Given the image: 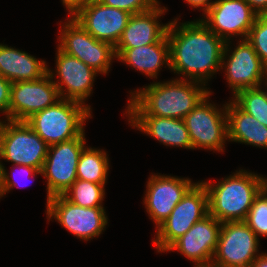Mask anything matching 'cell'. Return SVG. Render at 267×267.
Wrapping results in <instances>:
<instances>
[{
	"label": "cell",
	"instance_id": "cell-25",
	"mask_svg": "<svg viewBox=\"0 0 267 267\" xmlns=\"http://www.w3.org/2000/svg\"><path fill=\"white\" fill-rule=\"evenodd\" d=\"M105 184L77 179L63 194L70 202L85 208L103 207Z\"/></svg>",
	"mask_w": 267,
	"mask_h": 267
},
{
	"label": "cell",
	"instance_id": "cell-26",
	"mask_svg": "<svg viewBox=\"0 0 267 267\" xmlns=\"http://www.w3.org/2000/svg\"><path fill=\"white\" fill-rule=\"evenodd\" d=\"M267 87V84L264 85ZM264 87L238 91L232 100L246 113L267 127V90Z\"/></svg>",
	"mask_w": 267,
	"mask_h": 267
},
{
	"label": "cell",
	"instance_id": "cell-16",
	"mask_svg": "<svg viewBox=\"0 0 267 267\" xmlns=\"http://www.w3.org/2000/svg\"><path fill=\"white\" fill-rule=\"evenodd\" d=\"M55 73L48 68V74L53 79L61 99H67L86 105L85 101L91 96L93 83L98 74L94 69L70 56L57 47ZM55 74V75H54Z\"/></svg>",
	"mask_w": 267,
	"mask_h": 267
},
{
	"label": "cell",
	"instance_id": "cell-18",
	"mask_svg": "<svg viewBox=\"0 0 267 267\" xmlns=\"http://www.w3.org/2000/svg\"><path fill=\"white\" fill-rule=\"evenodd\" d=\"M221 224L208 214L177 239L166 252H180L195 263L194 267H210L217 248Z\"/></svg>",
	"mask_w": 267,
	"mask_h": 267
},
{
	"label": "cell",
	"instance_id": "cell-29",
	"mask_svg": "<svg viewBox=\"0 0 267 267\" xmlns=\"http://www.w3.org/2000/svg\"><path fill=\"white\" fill-rule=\"evenodd\" d=\"M102 4L122 9L130 14H139L153 9L160 2L157 0H98Z\"/></svg>",
	"mask_w": 267,
	"mask_h": 267
},
{
	"label": "cell",
	"instance_id": "cell-30",
	"mask_svg": "<svg viewBox=\"0 0 267 267\" xmlns=\"http://www.w3.org/2000/svg\"><path fill=\"white\" fill-rule=\"evenodd\" d=\"M15 166H16L15 168H18L17 171L16 172L15 171L13 172V170H12V172H11L10 175L6 171V168H5L4 185H3V195L6 194L7 192H10V190L13 187H16V186L17 187H21V184H19V183H21L20 176L25 175L28 178L29 177L34 178V177H36V174H41L42 175V171H38L34 167H29V166H24V165H15ZM17 172H18V174H17ZM16 174L19 175V179H18V177L16 178ZM24 185L26 186L25 183H24ZM22 187H23V185H22Z\"/></svg>",
	"mask_w": 267,
	"mask_h": 267
},
{
	"label": "cell",
	"instance_id": "cell-24",
	"mask_svg": "<svg viewBox=\"0 0 267 267\" xmlns=\"http://www.w3.org/2000/svg\"><path fill=\"white\" fill-rule=\"evenodd\" d=\"M108 154L102 149L85 147L77 165V179L106 184L109 171Z\"/></svg>",
	"mask_w": 267,
	"mask_h": 267
},
{
	"label": "cell",
	"instance_id": "cell-4",
	"mask_svg": "<svg viewBox=\"0 0 267 267\" xmlns=\"http://www.w3.org/2000/svg\"><path fill=\"white\" fill-rule=\"evenodd\" d=\"M91 113L89 105L60 99L25 122L50 146L80 136L85 131V122L92 118Z\"/></svg>",
	"mask_w": 267,
	"mask_h": 267
},
{
	"label": "cell",
	"instance_id": "cell-10",
	"mask_svg": "<svg viewBox=\"0 0 267 267\" xmlns=\"http://www.w3.org/2000/svg\"><path fill=\"white\" fill-rule=\"evenodd\" d=\"M258 247V236L244 221L223 222L210 267H249Z\"/></svg>",
	"mask_w": 267,
	"mask_h": 267
},
{
	"label": "cell",
	"instance_id": "cell-8",
	"mask_svg": "<svg viewBox=\"0 0 267 267\" xmlns=\"http://www.w3.org/2000/svg\"><path fill=\"white\" fill-rule=\"evenodd\" d=\"M210 92L185 117L184 122L189 132L193 149H207L224 152L228 141L226 104L217 108L210 103Z\"/></svg>",
	"mask_w": 267,
	"mask_h": 267
},
{
	"label": "cell",
	"instance_id": "cell-33",
	"mask_svg": "<svg viewBox=\"0 0 267 267\" xmlns=\"http://www.w3.org/2000/svg\"><path fill=\"white\" fill-rule=\"evenodd\" d=\"M251 8L259 14H267V0H246Z\"/></svg>",
	"mask_w": 267,
	"mask_h": 267
},
{
	"label": "cell",
	"instance_id": "cell-23",
	"mask_svg": "<svg viewBox=\"0 0 267 267\" xmlns=\"http://www.w3.org/2000/svg\"><path fill=\"white\" fill-rule=\"evenodd\" d=\"M228 141L267 149V127L232 99L226 103Z\"/></svg>",
	"mask_w": 267,
	"mask_h": 267
},
{
	"label": "cell",
	"instance_id": "cell-34",
	"mask_svg": "<svg viewBox=\"0 0 267 267\" xmlns=\"http://www.w3.org/2000/svg\"><path fill=\"white\" fill-rule=\"evenodd\" d=\"M185 2L192 8H201L205 13L215 1L211 0H185Z\"/></svg>",
	"mask_w": 267,
	"mask_h": 267
},
{
	"label": "cell",
	"instance_id": "cell-36",
	"mask_svg": "<svg viewBox=\"0 0 267 267\" xmlns=\"http://www.w3.org/2000/svg\"><path fill=\"white\" fill-rule=\"evenodd\" d=\"M4 175H5V167L3 166L0 157V199L1 197H3Z\"/></svg>",
	"mask_w": 267,
	"mask_h": 267
},
{
	"label": "cell",
	"instance_id": "cell-32",
	"mask_svg": "<svg viewBox=\"0 0 267 267\" xmlns=\"http://www.w3.org/2000/svg\"><path fill=\"white\" fill-rule=\"evenodd\" d=\"M66 10H68V15L71 16L78 8L83 6L88 0H61Z\"/></svg>",
	"mask_w": 267,
	"mask_h": 267
},
{
	"label": "cell",
	"instance_id": "cell-28",
	"mask_svg": "<svg viewBox=\"0 0 267 267\" xmlns=\"http://www.w3.org/2000/svg\"><path fill=\"white\" fill-rule=\"evenodd\" d=\"M246 40L252 45L262 63L267 67V14L257 15Z\"/></svg>",
	"mask_w": 267,
	"mask_h": 267
},
{
	"label": "cell",
	"instance_id": "cell-22",
	"mask_svg": "<svg viewBox=\"0 0 267 267\" xmlns=\"http://www.w3.org/2000/svg\"><path fill=\"white\" fill-rule=\"evenodd\" d=\"M0 70L10 82L38 80L48 73L46 61L0 43Z\"/></svg>",
	"mask_w": 267,
	"mask_h": 267
},
{
	"label": "cell",
	"instance_id": "cell-27",
	"mask_svg": "<svg viewBox=\"0 0 267 267\" xmlns=\"http://www.w3.org/2000/svg\"><path fill=\"white\" fill-rule=\"evenodd\" d=\"M259 237H267V190L264 188L254 199L244 221Z\"/></svg>",
	"mask_w": 267,
	"mask_h": 267
},
{
	"label": "cell",
	"instance_id": "cell-15",
	"mask_svg": "<svg viewBox=\"0 0 267 267\" xmlns=\"http://www.w3.org/2000/svg\"><path fill=\"white\" fill-rule=\"evenodd\" d=\"M131 15L125 10L107 6L98 0H88L71 17L95 39L108 42L115 47Z\"/></svg>",
	"mask_w": 267,
	"mask_h": 267
},
{
	"label": "cell",
	"instance_id": "cell-17",
	"mask_svg": "<svg viewBox=\"0 0 267 267\" xmlns=\"http://www.w3.org/2000/svg\"><path fill=\"white\" fill-rule=\"evenodd\" d=\"M195 183L189 178L152 174L148 178L143 203L157 229Z\"/></svg>",
	"mask_w": 267,
	"mask_h": 267
},
{
	"label": "cell",
	"instance_id": "cell-12",
	"mask_svg": "<svg viewBox=\"0 0 267 267\" xmlns=\"http://www.w3.org/2000/svg\"><path fill=\"white\" fill-rule=\"evenodd\" d=\"M46 214L48 220L55 219L67 231L85 241L101 235L108 224L104 207H81L64 195L50 197Z\"/></svg>",
	"mask_w": 267,
	"mask_h": 267
},
{
	"label": "cell",
	"instance_id": "cell-37",
	"mask_svg": "<svg viewBox=\"0 0 267 267\" xmlns=\"http://www.w3.org/2000/svg\"><path fill=\"white\" fill-rule=\"evenodd\" d=\"M265 189L267 190V180H266V182H265Z\"/></svg>",
	"mask_w": 267,
	"mask_h": 267
},
{
	"label": "cell",
	"instance_id": "cell-9",
	"mask_svg": "<svg viewBox=\"0 0 267 267\" xmlns=\"http://www.w3.org/2000/svg\"><path fill=\"white\" fill-rule=\"evenodd\" d=\"M85 131L78 137L50 145L42 167L47 179V203L50 197L63 195L77 180V165L86 147Z\"/></svg>",
	"mask_w": 267,
	"mask_h": 267
},
{
	"label": "cell",
	"instance_id": "cell-21",
	"mask_svg": "<svg viewBox=\"0 0 267 267\" xmlns=\"http://www.w3.org/2000/svg\"><path fill=\"white\" fill-rule=\"evenodd\" d=\"M116 58L149 78H156L163 65L170 68L167 34L157 43L130 49H115Z\"/></svg>",
	"mask_w": 267,
	"mask_h": 267
},
{
	"label": "cell",
	"instance_id": "cell-3",
	"mask_svg": "<svg viewBox=\"0 0 267 267\" xmlns=\"http://www.w3.org/2000/svg\"><path fill=\"white\" fill-rule=\"evenodd\" d=\"M266 180L267 177L240 169L216 183L204 181L209 214L221 223L245 221Z\"/></svg>",
	"mask_w": 267,
	"mask_h": 267
},
{
	"label": "cell",
	"instance_id": "cell-13",
	"mask_svg": "<svg viewBox=\"0 0 267 267\" xmlns=\"http://www.w3.org/2000/svg\"><path fill=\"white\" fill-rule=\"evenodd\" d=\"M203 15L200 20L227 42L233 36L246 39L258 14L246 0H215Z\"/></svg>",
	"mask_w": 267,
	"mask_h": 267
},
{
	"label": "cell",
	"instance_id": "cell-20",
	"mask_svg": "<svg viewBox=\"0 0 267 267\" xmlns=\"http://www.w3.org/2000/svg\"><path fill=\"white\" fill-rule=\"evenodd\" d=\"M128 122L147 136L158 140L167 146L193 149L183 119L165 118L159 116H127Z\"/></svg>",
	"mask_w": 267,
	"mask_h": 267
},
{
	"label": "cell",
	"instance_id": "cell-35",
	"mask_svg": "<svg viewBox=\"0 0 267 267\" xmlns=\"http://www.w3.org/2000/svg\"><path fill=\"white\" fill-rule=\"evenodd\" d=\"M249 267H267V253H261Z\"/></svg>",
	"mask_w": 267,
	"mask_h": 267
},
{
	"label": "cell",
	"instance_id": "cell-14",
	"mask_svg": "<svg viewBox=\"0 0 267 267\" xmlns=\"http://www.w3.org/2000/svg\"><path fill=\"white\" fill-rule=\"evenodd\" d=\"M60 99L53 78L48 73L38 80L14 82L11 85L9 120L26 121Z\"/></svg>",
	"mask_w": 267,
	"mask_h": 267
},
{
	"label": "cell",
	"instance_id": "cell-2",
	"mask_svg": "<svg viewBox=\"0 0 267 267\" xmlns=\"http://www.w3.org/2000/svg\"><path fill=\"white\" fill-rule=\"evenodd\" d=\"M207 86L183 79L152 82L131 91L126 116H159L184 119L211 91Z\"/></svg>",
	"mask_w": 267,
	"mask_h": 267
},
{
	"label": "cell",
	"instance_id": "cell-5",
	"mask_svg": "<svg viewBox=\"0 0 267 267\" xmlns=\"http://www.w3.org/2000/svg\"><path fill=\"white\" fill-rule=\"evenodd\" d=\"M209 214L208 192L203 181L195 183L156 229L153 240L158 253L166 250L196 222Z\"/></svg>",
	"mask_w": 267,
	"mask_h": 267
},
{
	"label": "cell",
	"instance_id": "cell-11",
	"mask_svg": "<svg viewBox=\"0 0 267 267\" xmlns=\"http://www.w3.org/2000/svg\"><path fill=\"white\" fill-rule=\"evenodd\" d=\"M231 42L225 43L221 69L226 72V80L232 93L235 95L240 90L267 84V67L252 45L246 39H241L233 51L230 47Z\"/></svg>",
	"mask_w": 267,
	"mask_h": 267
},
{
	"label": "cell",
	"instance_id": "cell-1",
	"mask_svg": "<svg viewBox=\"0 0 267 267\" xmlns=\"http://www.w3.org/2000/svg\"><path fill=\"white\" fill-rule=\"evenodd\" d=\"M177 19L169 22L167 30L170 49L169 69L181 74L182 78L178 79L205 85L221 70L226 42L215 35L200 19L181 24Z\"/></svg>",
	"mask_w": 267,
	"mask_h": 267
},
{
	"label": "cell",
	"instance_id": "cell-31",
	"mask_svg": "<svg viewBox=\"0 0 267 267\" xmlns=\"http://www.w3.org/2000/svg\"><path fill=\"white\" fill-rule=\"evenodd\" d=\"M12 82L0 77V113L5 114L6 120H9V103Z\"/></svg>",
	"mask_w": 267,
	"mask_h": 267
},
{
	"label": "cell",
	"instance_id": "cell-6",
	"mask_svg": "<svg viewBox=\"0 0 267 267\" xmlns=\"http://www.w3.org/2000/svg\"><path fill=\"white\" fill-rule=\"evenodd\" d=\"M7 121V123H6ZM49 145L25 122L0 120V157L42 170Z\"/></svg>",
	"mask_w": 267,
	"mask_h": 267
},
{
	"label": "cell",
	"instance_id": "cell-19",
	"mask_svg": "<svg viewBox=\"0 0 267 267\" xmlns=\"http://www.w3.org/2000/svg\"><path fill=\"white\" fill-rule=\"evenodd\" d=\"M159 5L149 11L132 14L115 49L138 48L159 42L169 27V22L161 24L158 20L168 10Z\"/></svg>",
	"mask_w": 267,
	"mask_h": 267
},
{
	"label": "cell",
	"instance_id": "cell-7",
	"mask_svg": "<svg viewBox=\"0 0 267 267\" xmlns=\"http://www.w3.org/2000/svg\"><path fill=\"white\" fill-rule=\"evenodd\" d=\"M68 19L61 25L62 28L60 27L58 48L78 58L97 73L107 74L112 60L116 58L115 47L95 39L71 16Z\"/></svg>",
	"mask_w": 267,
	"mask_h": 267
}]
</instances>
